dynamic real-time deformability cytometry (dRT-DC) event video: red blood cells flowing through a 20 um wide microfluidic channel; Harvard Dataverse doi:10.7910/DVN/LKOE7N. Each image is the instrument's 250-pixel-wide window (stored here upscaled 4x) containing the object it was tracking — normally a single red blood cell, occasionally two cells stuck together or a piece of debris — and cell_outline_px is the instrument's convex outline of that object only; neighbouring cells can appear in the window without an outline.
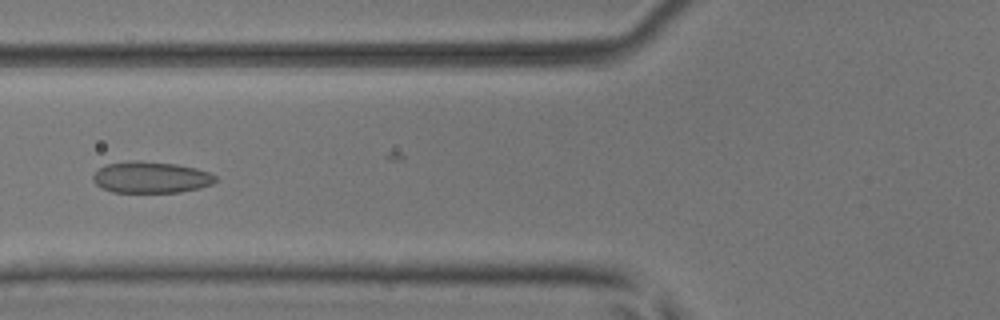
{"species": "common noctule bat (a hibernating species)", "species_latin": "Nyctalus noctula", "temperature_condition": "room temperature", "stored_images_in_passage": 31, "camera_frame_rate_fps": 3000, "um_per_image_px": 0.085, "animal": {"sex": "male", "body_mass_g": 17.9, "forearm_length_mm": 54.2}, "frame": {"image": 1, "passage_image": 12, "time_ms": 3.667, "image_size_px": [1000, 320], "cell_outline_px": [[216, 180], [212, 184], [200, 188], [180, 192], [112, 192], [100, 188], [92, 180], [92, 176], [104, 164], [128, 160], [140, 160], [176, 164], [196, 168], [208, 172], [216, 176]], "centroid_in_image_um": [12.79, 15.06], "position_along_channel_um": 113.0, "area_um2": 22.66}}
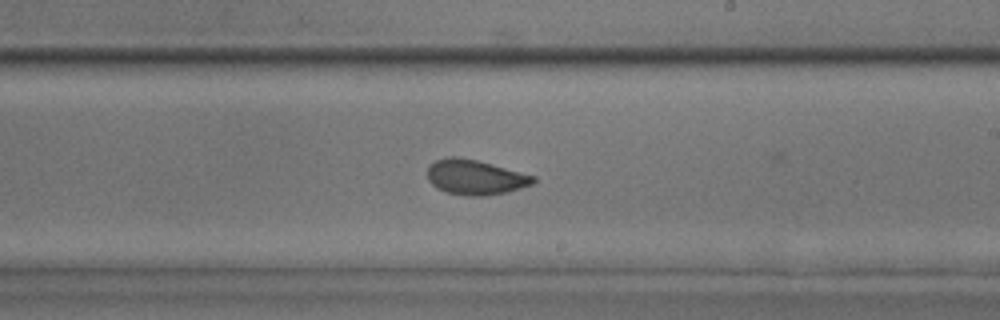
{"frame": {"image": 2, "passage_image": 22, "time_ms": 7.0, "image_size_px": [1000, 320], "cell_outline_px": [[536, 180], [532, 184], [508, 192], [484, 196], [468, 196], [444, 192], [436, 188], [428, 180], [428, 164], [436, 160], [448, 156], [456, 156], [476, 160], [492, 164], [536, 176]], "centroid_in_image_um": [40.37, 15.06], "position_along_channel_um": 248.6, "area_um2": 21.73}}
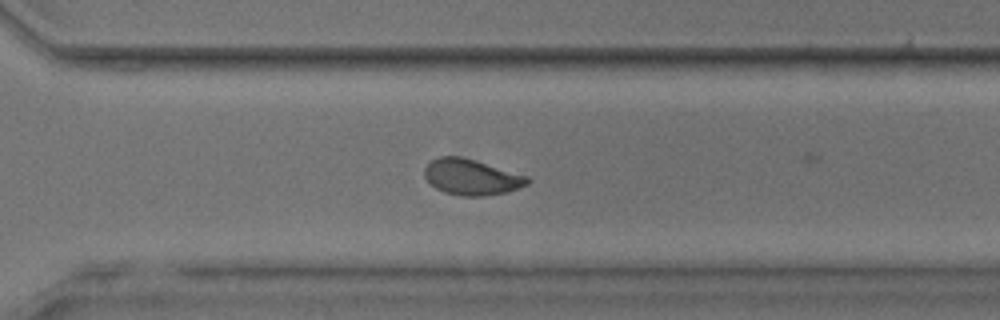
{"frame": {"image": 3, "passage_image": 28, "time_ms": 9.0, "image_size_px": [1000, 320], "cell_outline_px": [[532, 180], [528, 184], [504, 192], [484, 196], [460, 196], [444, 192], [436, 188], [424, 176], [424, 168], [432, 160], [440, 156], [464, 156], [528, 176]], "centroid_in_image_um": [40.08, 15.03], "position_along_channel_um": 330.5, "area_um2": 21.5}}